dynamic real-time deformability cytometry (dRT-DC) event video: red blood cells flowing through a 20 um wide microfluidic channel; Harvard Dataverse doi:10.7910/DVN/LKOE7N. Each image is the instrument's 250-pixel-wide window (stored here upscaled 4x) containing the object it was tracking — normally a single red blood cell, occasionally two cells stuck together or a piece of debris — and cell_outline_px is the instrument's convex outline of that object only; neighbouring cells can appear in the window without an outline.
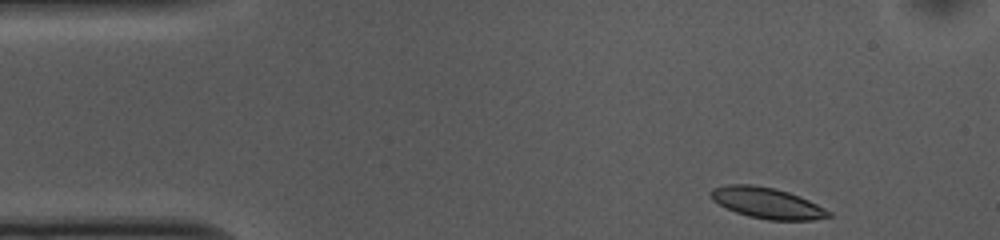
{"species": "common noctule bat (a hibernating species)", "species_latin": "Nyctalus noctula", "temperature_condition": "cold", "stored_images_in_passage": 41, "camera_frame_rate_fps": 3000, "um_per_image_px": 0.085, "animal": {"sex": "female", "body_mass_g": 10.0, "forearm_length_mm": 53.1}, "frame": {"image": 1, "passage_image": 1, "time_ms": 0.0, "image_size_px": [1000, 240], "cell_outline_px": [[832, 216], [812, 220], [768, 220], [748, 216], [736, 212], [712, 200], [708, 196], [708, 192], [712, 188], [728, 184], [752, 184], [772, 188], [788, 192], [808, 200], [832, 212]], "centroid_in_image_um": [65.16, 17.25], "position_along_channel_um": 19.8, "area_um2": 21.15}}
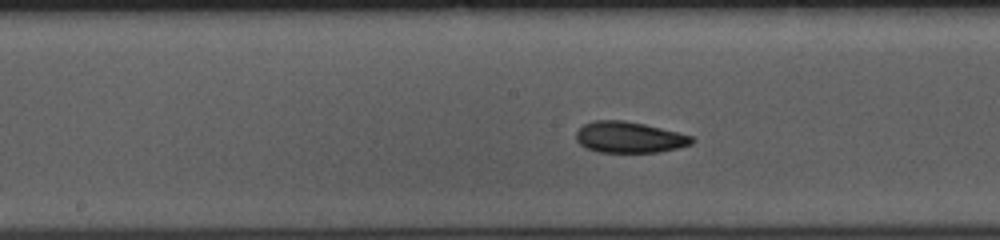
{"frame": {"image": 2, "passage_image": 21, "time_ms": 6.667, "image_size_px": [1000, 240], "cell_outline_px": [[696, 140], [692, 144], [680, 148], [660, 152], [600, 152], [588, 148], [580, 144], [576, 140], [576, 132], [584, 124], [596, 120], [624, 120], [644, 124], [692, 136]], "centroid_in_image_um": [53.51, 11.67], "position_along_channel_um": 194.7, "area_um2": 20.92}}
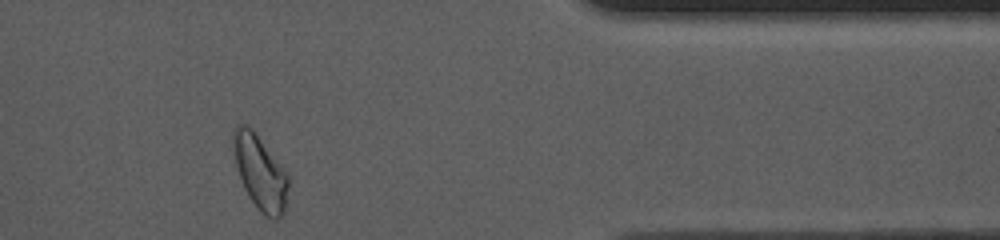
{"frame": {"image": 3, "passage_image": 39, "time_ms": 12.667, "image_size_px": [1000, 240], "cell_outline_px": [[288, 188], [284, 212], [280, 220], [272, 220], [264, 216], [260, 212], [248, 196], [244, 188], [232, 152], [232, 128], [236, 124], [248, 124], [256, 132], [288, 172]], "centroid_in_image_um": [22.1, 14.62], "position_along_channel_um": 389.3, "area_um2": 24.57}, "authors_computed_cell_mechanics": {"area_um2": 21.4438, "velocity_mm_per_s": 3.6744, "shape_relaxation_time_tau1_ms": 3.6902, "shape_relaxation_time_tau2_ms": 3.3174, "deformation_change_tau1": 0.1003, "deformation_change_tau2": 0.0905}}